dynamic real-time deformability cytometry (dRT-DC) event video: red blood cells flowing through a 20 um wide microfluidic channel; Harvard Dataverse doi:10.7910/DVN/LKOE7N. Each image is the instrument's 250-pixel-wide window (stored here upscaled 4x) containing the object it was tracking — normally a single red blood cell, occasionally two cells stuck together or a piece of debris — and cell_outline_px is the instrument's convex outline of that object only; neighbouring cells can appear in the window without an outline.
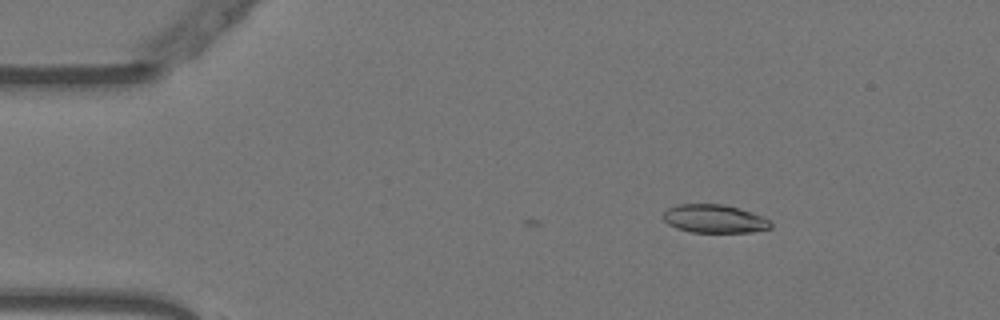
{"species": "Egyptian fruit bat (a non-hibernating species)", "species_latin": "Rousettus aegyptiacus", "temperature_condition": "warm", "stored_images_in_passage": 2, "camera_frame_rate_fps": 3000, "um_per_image_px": 0.085, "animal": {"sex": "female"}, "frame": {"image": 1, "passage_image": 1, "time_ms": 0.0, "image_size_px": [1000, 320], "cell_outline_px": [[772, 228], [752, 232], [692, 232], [676, 228], [668, 224], [664, 220], [664, 212], [668, 208], [676, 204], [724, 204], [760, 216], [768, 220], [772, 224]], "centroid_in_image_um": [60.69, 18.6], "position_along_channel_um": 24.3, "area_um2": 17.51}}